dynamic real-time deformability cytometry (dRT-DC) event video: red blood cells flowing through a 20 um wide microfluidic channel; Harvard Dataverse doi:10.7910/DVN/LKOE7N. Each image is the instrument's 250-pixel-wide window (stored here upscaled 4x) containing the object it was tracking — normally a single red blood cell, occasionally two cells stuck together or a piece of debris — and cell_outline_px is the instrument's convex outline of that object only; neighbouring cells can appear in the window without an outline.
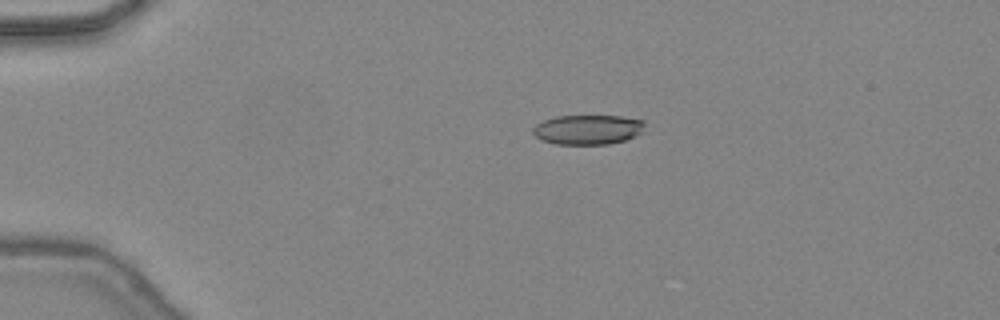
{"species": "common noctule bat (a hibernating species)", "species_latin": "Nyctalus noctula", "temperature_condition": "warm", "stored_images_in_passage": 39, "camera_frame_rate_fps": 3000, "um_per_image_px": 0.085, "animal": {"sex": "female", "body_mass_g": 24.6, "forearm_length_mm": 56.2}, "frame": {"image": 1, "passage_image": 3, "time_ms": 0.667, "image_size_px": [1000, 320], "cell_outline_px": [[644, 132], [624, 140], [608, 144], [556, 144], [540, 140], [532, 132], [532, 128], [536, 124], [544, 120], [556, 116], [620, 116], [644, 120]], "centroid_in_image_um": [49.96, 11.01], "position_along_channel_um": 35.0, "area_um2": 19.42}}
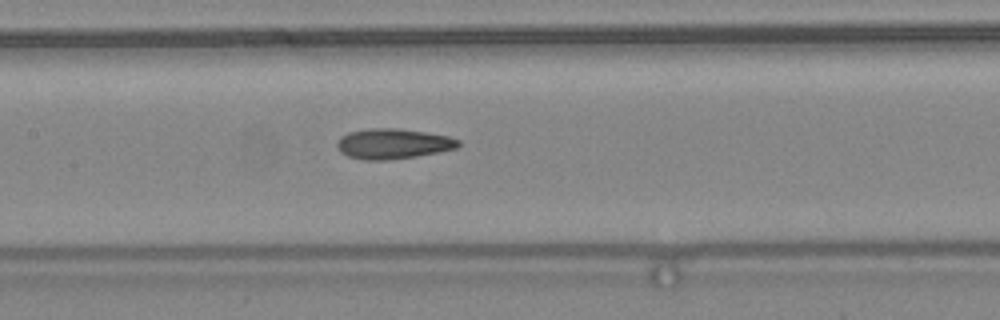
{"frame": {"image": 2, "passage_image": 16, "time_ms": 5.0, "image_size_px": [1000, 320], "cell_outline_px": [[460, 144], [456, 148], [440, 152], [416, 156], [388, 160], [364, 160], [348, 156], [340, 152], [336, 144], [340, 136], [348, 132], [368, 128], [396, 128], [424, 132], [448, 136], [460, 140]], "centroid_in_image_um": [33.38, 12.22], "position_along_channel_um": 174.0, "area_um2": 21.44}}
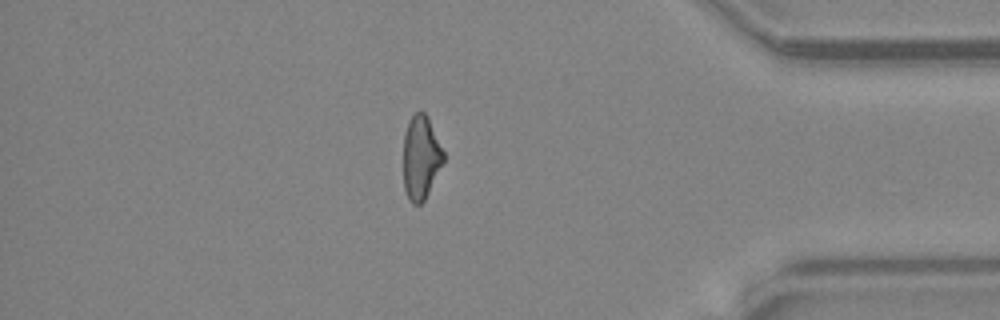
{"frame": {"image": 3, "passage_image": 33, "time_ms": 10.667, "image_size_px": [1000, 320], "cell_outline_px": [[444, 160], [424, 200], [420, 204], [412, 204], [408, 200], [404, 188], [404, 132], [408, 120], [420, 108], [428, 116], [444, 152]], "centroid_in_image_um": [35.76, 13.34], "position_along_channel_um": 399.4, "area_um2": 19.59}, "authors_computed_cell_mechanics": {"area_um2": 20.808, "velocity_mm_per_s": 4.4886, "shape_relaxation_time_tau1_ms": null, "shape_relaxation_time_tau2_ms": 2.9839, "deformation_change_tau1": null, "deformation_change_tau2": 0.1256}}